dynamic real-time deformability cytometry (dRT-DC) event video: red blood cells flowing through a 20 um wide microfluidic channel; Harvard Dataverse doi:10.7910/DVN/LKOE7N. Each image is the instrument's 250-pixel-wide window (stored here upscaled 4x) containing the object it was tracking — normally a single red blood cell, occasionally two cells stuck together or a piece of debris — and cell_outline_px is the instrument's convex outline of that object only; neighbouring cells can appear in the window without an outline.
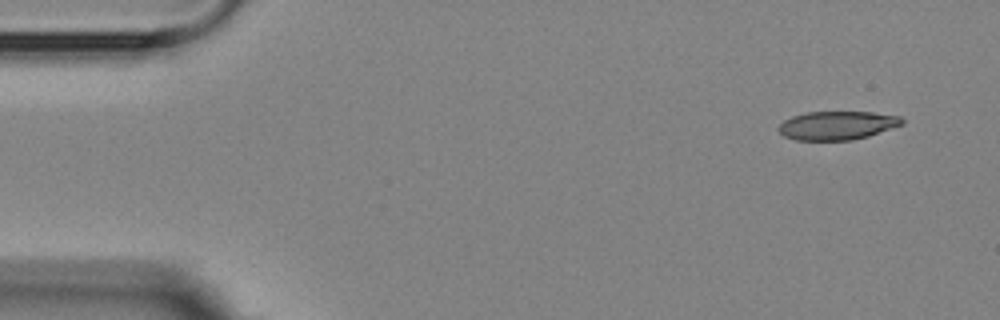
{"species": "Egyptian fruit bat (a non-hibernating species)", "species_latin": "Rousettus aegyptiacus", "temperature_condition": "room temperature", "stored_images_in_passage": 5, "segment_of_instrument_passage": [2, 2], "camera_frame_rate_fps": 3000, "um_per_image_px": 0.085, "animal": {"sex": "female"}, "frame": {"image": 1, "passage_image": 5, "time_ms": 4.667, "image_size_px": [1000, 320], "cell_outline_px": [[904, 124], [868, 136], [852, 140], [796, 140], [784, 136], [776, 128], [784, 120], [792, 116], [804, 112], [872, 112], [900, 116], [904, 120]], "centroid_in_image_um": [71.15, 10.66], "position_along_channel_um": 13.9, "area_um2": 20.63}}